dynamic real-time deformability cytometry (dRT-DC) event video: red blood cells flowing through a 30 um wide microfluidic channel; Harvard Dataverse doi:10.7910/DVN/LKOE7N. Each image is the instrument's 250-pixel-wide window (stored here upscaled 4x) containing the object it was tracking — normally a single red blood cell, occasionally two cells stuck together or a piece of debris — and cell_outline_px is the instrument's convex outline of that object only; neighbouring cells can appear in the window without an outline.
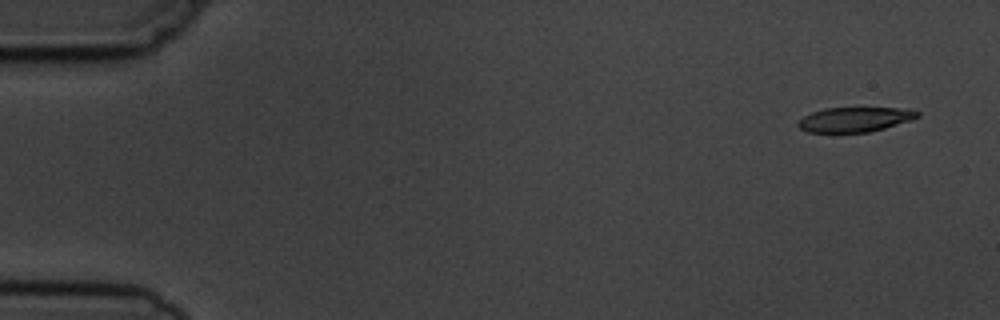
{"species": "common noctule bat (a hibernating species)", "species_latin": "Nyctalus noctula", "temperature_condition": "cold", "stored_images_in_passage": 5, "camera_frame_rate_fps": 3000, "um_per_image_px": 0.085, "animal": {"sex": "male", "body_mass_g": 19.5, "forearm_length_mm": 54.6}, "frame": {"image": 1, "passage_image": 1, "time_ms": 0.0, "image_size_px": [1000, 320], "cell_outline_px": [[920, 116], [912, 120], [884, 128], [868, 132], [808, 132], [800, 128], [796, 124], [804, 116], [812, 112], [824, 108], [912, 108], [920, 112]], "centroid_in_image_um": [72.71, 10.14], "position_along_channel_um": 12.3, "area_um2": 17.22}}
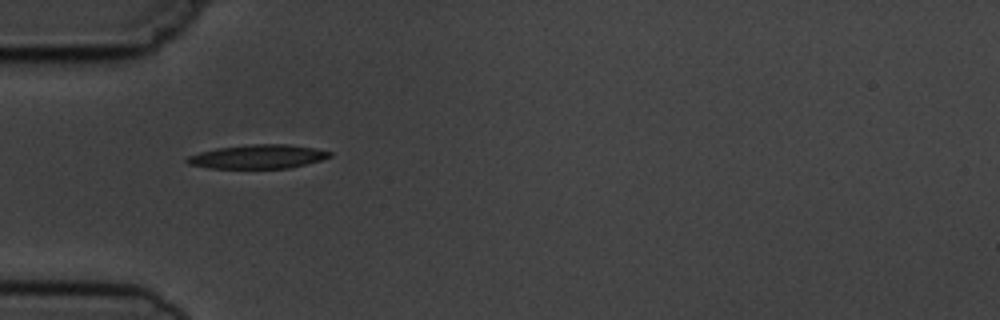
{"frame": {"image": 2, "passage_image": 5, "time_ms": 4.667, "image_size_px": [1000, 320], "cell_outline_px": [[332, 156], [320, 160], [288, 168], [212, 168], [188, 164], [184, 160], [188, 156], [200, 152], [216, 148], [252, 144], [288, 144], [316, 148], [332, 152]], "centroid_in_image_um": [21.92, 13.3], "position_along_channel_um": 63.1, "area_um2": 19.77}}